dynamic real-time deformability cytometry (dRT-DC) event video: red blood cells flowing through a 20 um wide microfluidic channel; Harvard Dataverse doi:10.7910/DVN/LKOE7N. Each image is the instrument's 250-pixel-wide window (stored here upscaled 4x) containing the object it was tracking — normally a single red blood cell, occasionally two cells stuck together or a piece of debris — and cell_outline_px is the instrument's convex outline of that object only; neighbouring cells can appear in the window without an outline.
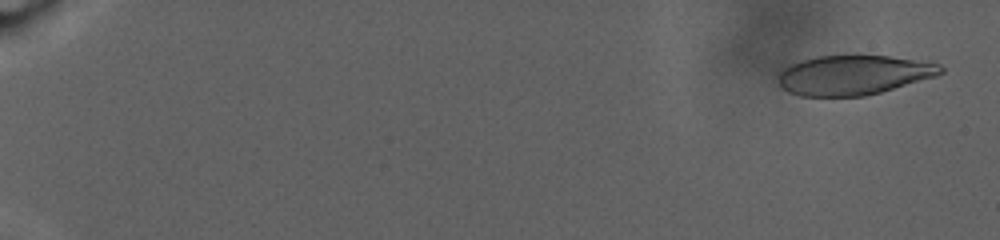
{"species": "human", "species_latin": "Homo sapiens", "temperature_condition": "warm", "stored_images_in_passage": 91, "camera_frame_rate_fps": 3000, "um_per_image_px": 0.085, "donor": {"sex": "male"}, "frame": {"image": 1, "passage_image": 4, "time_ms": 1.0, "image_size_px": [1000, 240], "cell_outline_px": [[944, 72], [936, 76], [880, 92], [864, 96], [800, 96], [788, 92], [780, 84], [780, 72], [784, 68], [800, 60], [816, 56], [888, 56], [940, 64], [944, 68]], "centroid_in_image_um": [72.56, 6.38], "position_along_channel_um": 12.4, "area_um2": 37.05}}
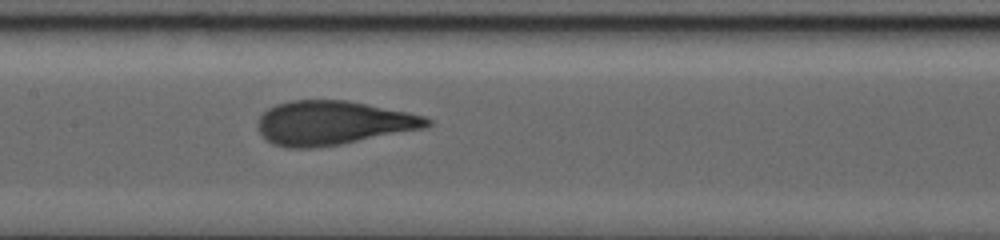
{"frame": {"image": 2, "passage_image": 51, "time_ms": 16.667, "image_size_px": [1000, 240], "cell_outline_px": [[432, 124], [424, 128], [340, 144], [312, 148], [288, 148], [272, 144], [260, 132], [256, 124], [260, 116], [268, 108], [276, 104], [292, 100], [348, 100], [408, 112], [424, 116], [432, 120]], "centroid_in_image_um": [28.29, 10.44], "position_along_channel_um": 179.1, "area_um2": 43.29}}
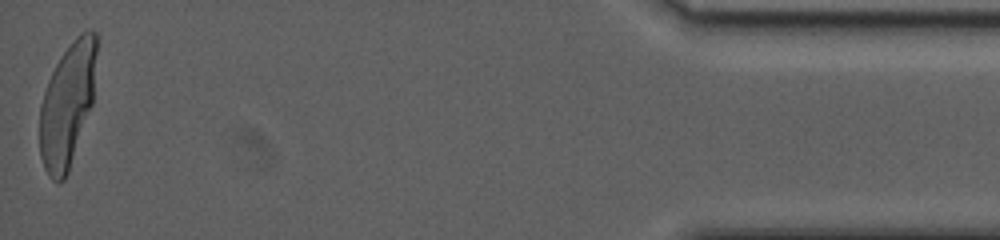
{"frame": {"image": 3, "passage_image": 91, "time_ms": 30.0, "image_size_px": [1000, 240], "cell_outline_px": [[96, 52], [92, 104], [68, 172], [64, 180], [60, 184], [56, 184], [48, 176], [44, 168], [40, 156], [40, 104], [48, 80], [60, 56], [72, 40], [80, 32], [88, 28], [96, 32]], "centroid_in_image_um": [5.71, 8.91], "position_along_channel_um": 429.5, "area_um2": 40.98}, "authors_computed_cell_mechanics": {"area_um2": 41.7316, "velocity_mm_per_s": 2.412, "shape_relaxation_time_tau1_ms": 6.778, "shape_relaxation_time_tau2_ms": null, "deformation_change_tau1": 0.2414, "deformation_change_tau2": null}}